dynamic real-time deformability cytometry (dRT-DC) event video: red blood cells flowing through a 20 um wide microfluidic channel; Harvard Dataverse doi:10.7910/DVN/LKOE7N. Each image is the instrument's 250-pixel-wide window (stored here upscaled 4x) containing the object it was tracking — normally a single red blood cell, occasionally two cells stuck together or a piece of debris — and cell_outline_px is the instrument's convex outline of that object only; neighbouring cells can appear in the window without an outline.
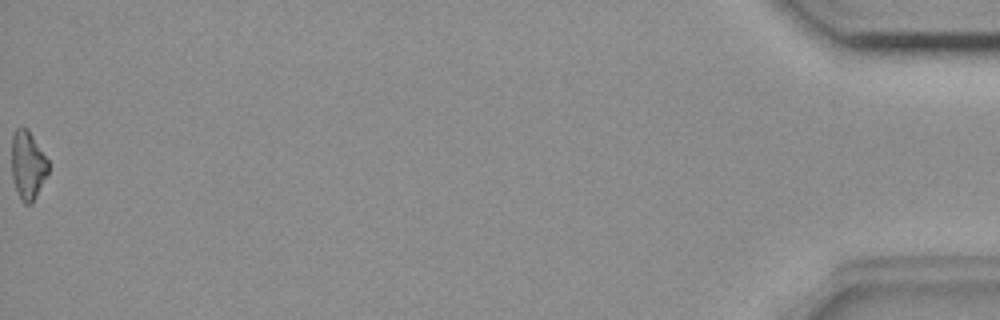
{"species": "common noctule bat (a hibernating species)", "species_latin": "Nyctalus noctula", "temperature_condition": "room temperature", "stored_images_in_passage": 47, "camera_frame_rate_fps": 3000, "um_per_image_px": 0.085, "animal": {"sex": "female", "body_mass_g": 18.4}, "frame": {"image": 1, "passage_image": 47, "time_ms": 15.333, "image_size_px": [1000, 320], "cell_outline_px": [[48, 172], [32, 204], [24, 204], [20, 200], [12, 176], [12, 136], [16, 128], [28, 128], [48, 160]], "centroid_in_image_um": [2.35, 14.04], "position_along_channel_um": 432.8, "area_um2": 14.51}}